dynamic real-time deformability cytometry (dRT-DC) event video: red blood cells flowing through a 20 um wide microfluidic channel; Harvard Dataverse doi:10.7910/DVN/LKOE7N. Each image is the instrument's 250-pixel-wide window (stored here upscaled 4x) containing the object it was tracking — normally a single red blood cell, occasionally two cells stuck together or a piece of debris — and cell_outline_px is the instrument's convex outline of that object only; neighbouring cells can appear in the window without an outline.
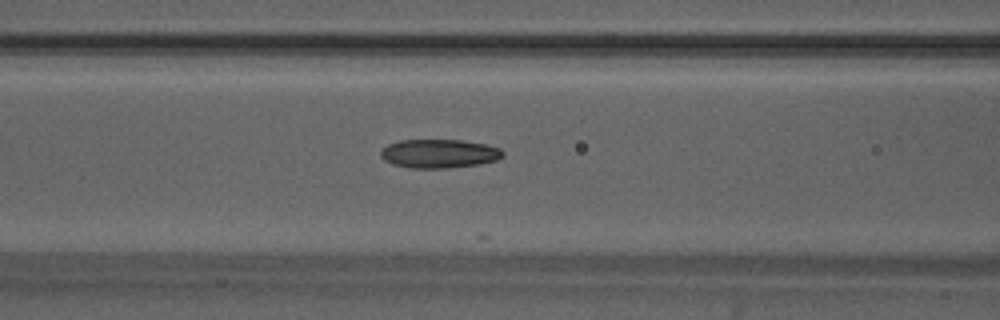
{"species": "Egyptian fruit bat (a non-hibernating species)", "species_latin": "Rousettus aegyptiacus", "temperature_condition": "warm", "stored_images_in_passage": 14, "camera_frame_rate_fps": 3000, "um_per_image_px": 0.085, "animal": {"sex": "male"}, "frame": {"image": 1, "passage_image": 8, "time_ms": 2.333, "image_size_px": [1000, 320], "cell_outline_px": [[504, 156], [496, 160], [480, 164], [448, 168], [408, 168], [392, 164], [384, 160], [380, 156], [380, 152], [388, 144], [400, 140], [460, 140], [484, 144], [500, 148], [504, 152]], "centroid_in_image_um": [37.32, 13.06], "position_along_channel_um": 129.3, "area_um2": 20.52}}